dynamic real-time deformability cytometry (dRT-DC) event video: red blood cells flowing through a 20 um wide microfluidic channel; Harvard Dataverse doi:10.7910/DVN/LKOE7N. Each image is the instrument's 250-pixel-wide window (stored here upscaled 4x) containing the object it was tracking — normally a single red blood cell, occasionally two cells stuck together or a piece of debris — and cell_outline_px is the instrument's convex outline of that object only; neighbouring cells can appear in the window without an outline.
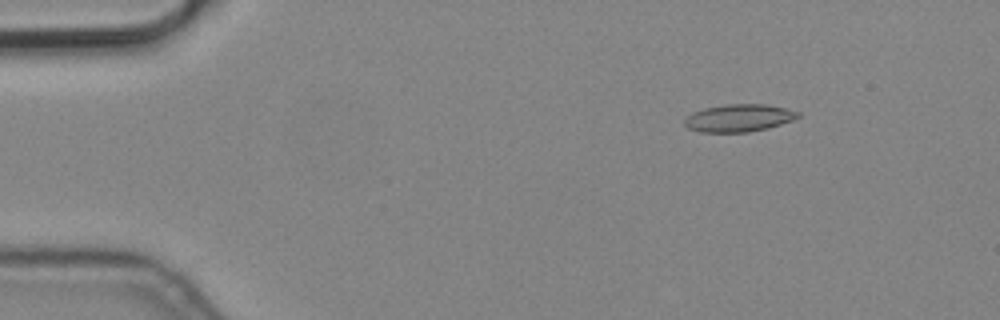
{"species": "common noctule bat (a hibernating species)", "species_latin": "Nyctalus noctula", "temperature_condition": "cold", "stored_images_in_passage": 6, "camera_frame_rate_fps": 3000, "um_per_image_px": 0.085, "animal": {"sex": "male", "body_mass_g": 19.2, "forearm_length_mm": 51.8}, "frame": {"image": 1, "passage_image": 2, "time_ms": 0.333, "image_size_px": [1000, 320], "cell_outline_px": [[800, 116], [792, 120], [768, 128], [748, 132], [700, 132], [688, 128], [684, 124], [684, 120], [692, 112], [704, 108], [724, 104], [768, 104], [800, 112]], "centroid_in_image_um": [62.79, 10.02], "position_along_channel_um": 22.2, "area_um2": 18.21}}
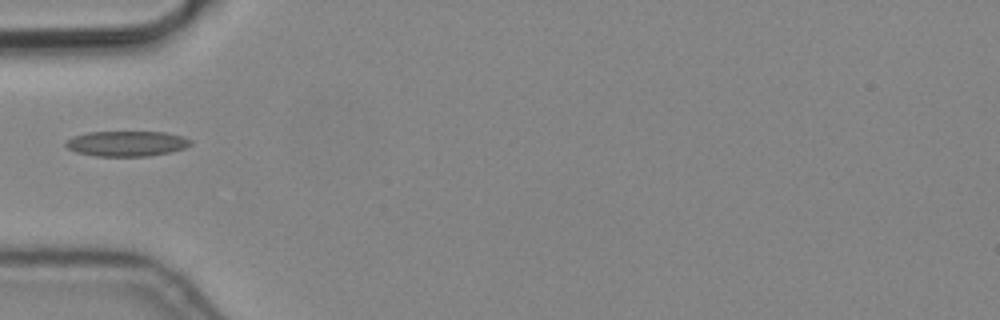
{"frame": {"image": 2, "passage_image": 5, "time_ms": 1.333, "image_size_px": [1000, 320], "cell_outline_px": [[192, 144], [184, 148], [168, 152], [148, 156], [96, 156], [76, 152], [68, 148], [64, 144], [72, 136], [88, 132], [164, 132], [184, 136], [192, 140]], "centroid_in_image_um": [10.77, 12.2], "position_along_channel_um": 74.2, "area_um2": 18.38}}
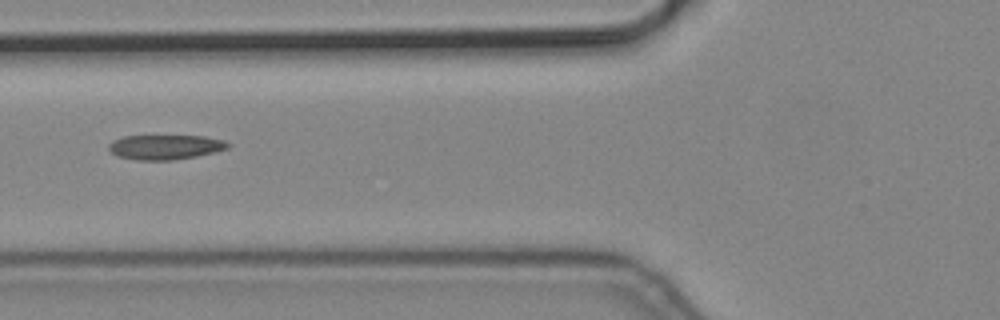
{"frame": {"image": 3, "passage_image": 6, "time_ms": 1.667, "image_size_px": [1000, 320], "cell_outline_px": [[232, 144], [228, 148], [216, 152], [196, 156], [172, 160], [136, 160], [116, 156], [108, 148], [108, 144], [112, 140], [124, 136], [204, 136], [224, 140]], "centroid_in_image_um": [14.05, 12.5], "position_along_channel_um": 111.8, "area_um2": 17.28}}